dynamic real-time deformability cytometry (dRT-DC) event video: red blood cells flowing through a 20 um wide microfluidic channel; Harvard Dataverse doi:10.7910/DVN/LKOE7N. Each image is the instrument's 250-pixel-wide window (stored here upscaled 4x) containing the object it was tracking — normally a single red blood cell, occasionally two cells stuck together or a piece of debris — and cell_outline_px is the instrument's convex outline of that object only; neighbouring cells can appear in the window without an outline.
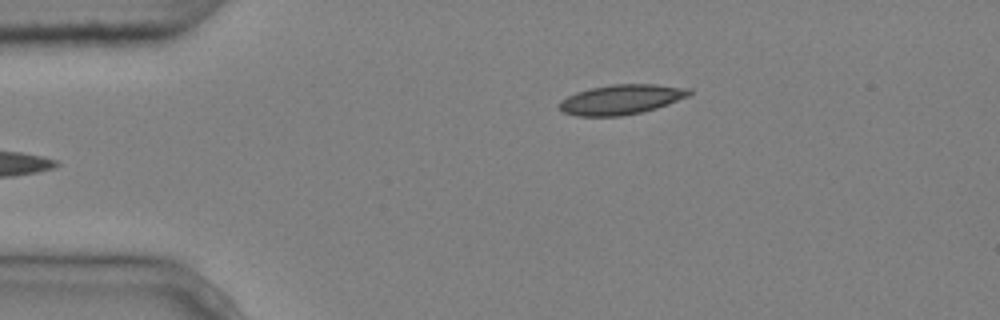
{"species": "common noctule bat (a hibernating species)", "species_latin": "Nyctalus noctula", "temperature_condition": "cold", "stored_images_in_passage": 3, "camera_frame_rate_fps": 3000, "um_per_image_px": 0.085, "animal": {"sex": "male", "body_mass_g": 20.4}, "frame": {"image": 1, "passage_image": 3, "time_ms": 0.667, "image_size_px": [1000, 320], "cell_outline_px": [[692, 92], [688, 96], [668, 104], [656, 108], [640, 112], [620, 116], [576, 116], [564, 112], [560, 108], [560, 100], [576, 92], [588, 88], [612, 84], [656, 84], [692, 88]], "centroid_in_image_um": [52.82, 8.44], "position_along_channel_um": 32.2, "area_um2": 22.6}}